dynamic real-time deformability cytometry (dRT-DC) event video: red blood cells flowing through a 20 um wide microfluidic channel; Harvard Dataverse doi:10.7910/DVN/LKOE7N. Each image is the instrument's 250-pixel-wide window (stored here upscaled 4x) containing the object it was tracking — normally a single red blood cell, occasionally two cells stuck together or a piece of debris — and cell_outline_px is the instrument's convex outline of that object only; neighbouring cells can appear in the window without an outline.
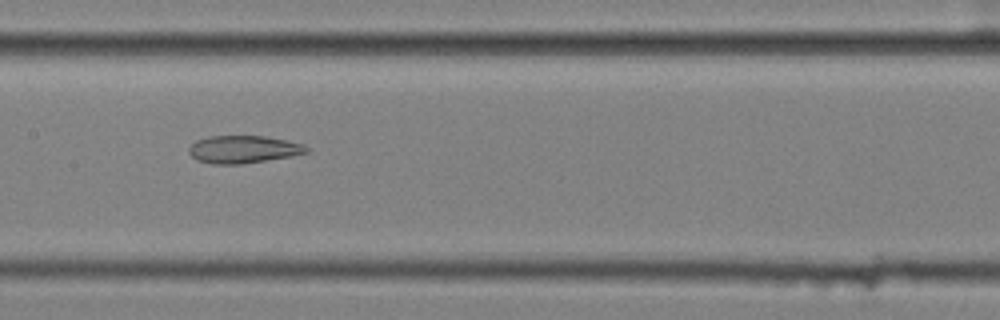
{"species": "common noctule bat (a hibernating species)", "species_latin": "Nyctalus noctula", "temperature_condition": "cold", "stored_images_in_passage": 9, "camera_frame_rate_fps": 3000, "um_per_image_px": 0.085, "animal": {"sex": "female", "body_mass_g": 25.1}, "frame": {"image": 1, "passage_image": 6, "time_ms": 1.667, "image_size_px": [1000, 320], "cell_outline_px": [[308, 152], [292, 156], [240, 164], [212, 164], [196, 160], [188, 152], [188, 148], [196, 140], [208, 136], [268, 136], [304, 144], [308, 148]], "centroid_in_image_um": [20.67, 12.69], "position_along_channel_um": 186.7, "area_um2": 18.96}}
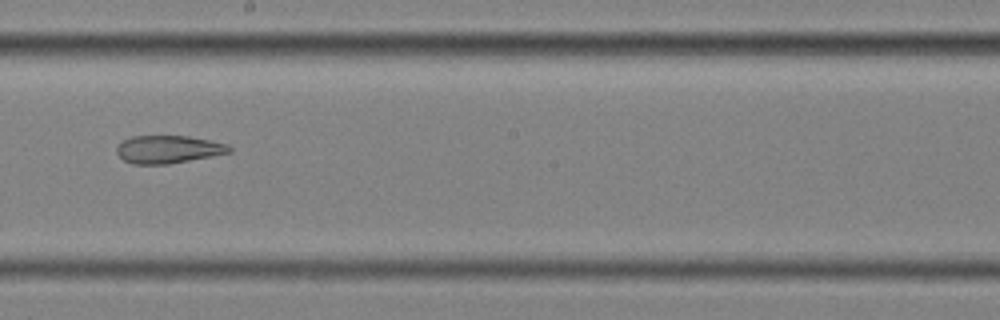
{"frame": {"image": 2, "passage_image": 7, "time_ms": 2.0, "image_size_px": [1000, 320], "cell_outline_px": [[232, 152], [168, 164], [132, 164], [124, 160], [116, 152], [116, 148], [124, 140], [132, 136], [188, 136], [228, 144], [232, 148]], "centroid_in_image_um": [14.3, 12.69], "position_along_channel_um": 233.9, "area_um2": 18.09}}
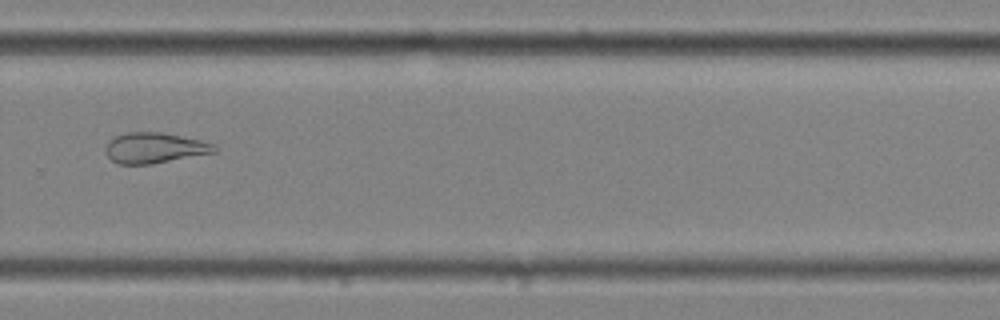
{"frame": {"image": 3, "passage_image": 9, "time_ms": 2.667, "image_size_px": [1000, 320], "cell_outline_px": [[216, 152], [152, 164], [120, 164], [112, 160], [108, 156], [104, 148], [108, 140], [116, 136], [128, 132], [160, 132], [200, 140], [216, 144]], "centroid_in_image_um": [13.13, 12.57], "position_along_channel_um": 316.7, "area_um2": 19.31}}